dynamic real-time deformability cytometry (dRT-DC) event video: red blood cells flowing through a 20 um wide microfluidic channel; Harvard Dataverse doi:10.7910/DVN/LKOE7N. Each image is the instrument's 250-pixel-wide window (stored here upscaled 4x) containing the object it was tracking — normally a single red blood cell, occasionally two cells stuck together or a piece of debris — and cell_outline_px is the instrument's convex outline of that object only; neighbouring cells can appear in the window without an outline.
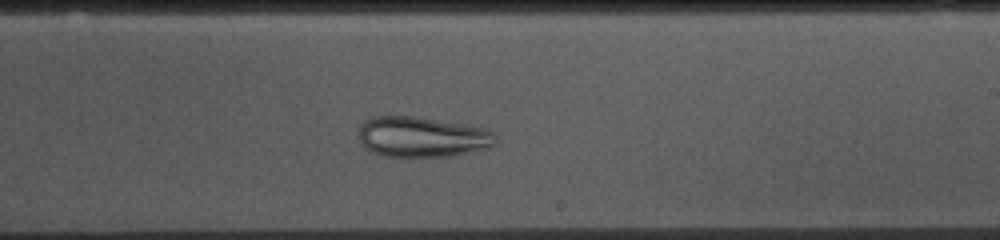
{"species": "common noctule bat (a hibernating species)", "species_latin": "Nyctalus noctula", "temperature_condition": "cold", "stored_images_in_passage": 44, "camera_frame_rate_fps": 3000, "um_per_image_px": 0.085, "animal": {"sex": "female", "body_mass_g": 10.0, "forearm_length_mm": 53.1}, "frame": {"image": 1, "passage_image": 29, "time_ms": 9.333, "image_size_px": [1000, 240], "cell_outline_px": [[492, 144], [488, 148], [448, 156], [384, 156], [372, 152], [364, 148], [360, 140], [360, 124], [364, 120], [372, 116], [416, 116], [484, 128], [492, 132]], "centroid_in_image_um": [35.78, 11.63], "position_along_channel_um": 253.2, "area_um2": 31.79}}
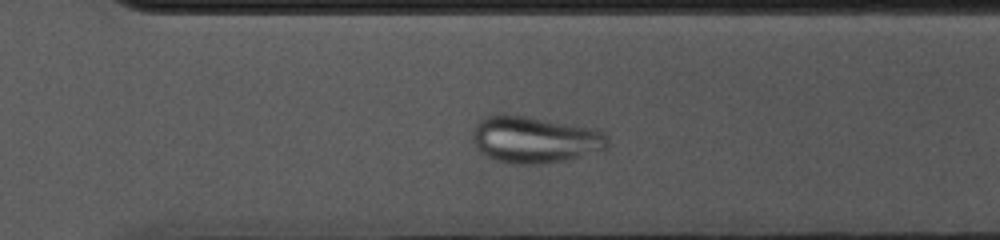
{"frame": {"image": 2, "passage_image": 35, "time_ms": 11.333, "image_size_px": [1000, 240], "cell_outline_px": [[608, 148], [580, 156], [564, 160], [532, 164], [520, 164], [496, 160], [488, 156], [472, 140], [472, 132], [476, 120], [484, 116], [500, 112], [504, 112], [600, 128], [608, 136]], "centroid_in_image_um": [45.46, 11.8], "position_along_channel_um": 325.1, "area_um2": 37.28}}
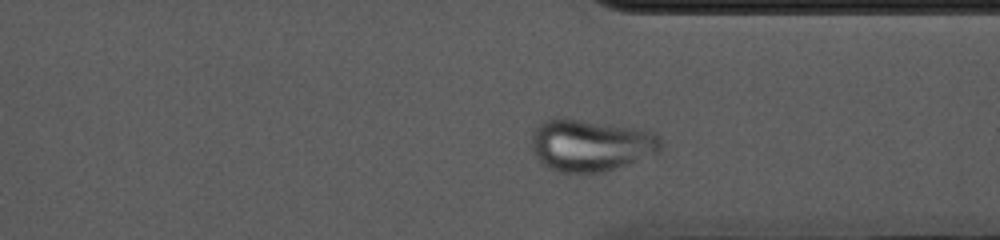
{"frame": {"image": 3, "passage_image": 38, "time_ms": 12.333, "image_size_px": [1000, 240], "cell_outline_px": [[660, 152], [604, 172], [556, 172], [548, 168], [532, 152], [532, 132], [544, 120], [556, 116], [560, 116], [648, 128], [656, 132], [660, 136]], "centroid_in_image_um": [50.23, 12.29], "position_along_channel_um": 361.2, "area_um2": 40.06}}